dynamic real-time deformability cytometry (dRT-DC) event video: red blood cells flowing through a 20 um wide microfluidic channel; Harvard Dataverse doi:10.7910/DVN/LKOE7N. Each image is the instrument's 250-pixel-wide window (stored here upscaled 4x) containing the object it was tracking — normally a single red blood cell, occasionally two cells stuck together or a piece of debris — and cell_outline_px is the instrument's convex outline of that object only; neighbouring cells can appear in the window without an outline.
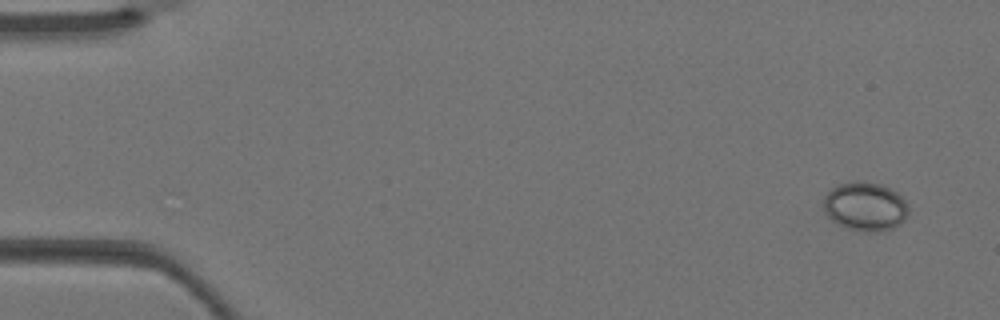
{"species": "Egyptian fruit bat (a non-hibernating species)", "species_latin": "Rousettus aegyptiacus", "temperature_condition": "warm", "stored_images_in_passage": 4, "camera_frame_rate_fps": 3000, "um_per_image_px": 0.085, "animal": {"sex": "female"}, "frame": {"image": 1, "passage_image": 1, "time_ms": 0.0, "image_size_px": [1000, 320], "cell_outline_px": [[908, 216], [900, 224], [892, 228], [868, 232], [864, 232], [848, 228], [832, 220], [824, 212], [824, 196], [832, 188], [840, 184], [856, 180], [864, 180], [880, 184], [896, 192], [908, 204]], "centroid_in_image_um": [73.54, 17.53], "position_along_channel_um": 11.5, "area_um2": 24.1}}
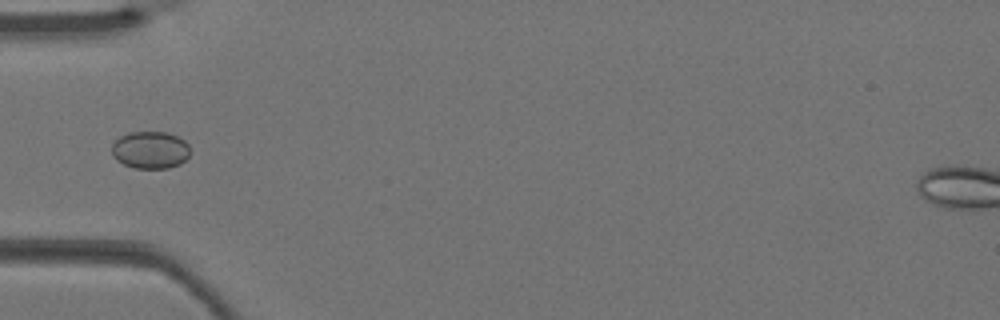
{"frame": {"image": 2, "passage_image": 4, "time_ms": 1.0, "image_size_px": [1000, 320], "cell_outline_px": [[188, 156], [180, 164], [168, 168], [136, 168], [124, 164], [116, 160], [112, 156], [112, 144], [120, 136], [128, 132], [168, 132], [184, 140], [188, 144]], "centroid_in_image_um": [12.75, 12.74], "position_along_channel_um": 72.3, "area_um2": 16.99}}